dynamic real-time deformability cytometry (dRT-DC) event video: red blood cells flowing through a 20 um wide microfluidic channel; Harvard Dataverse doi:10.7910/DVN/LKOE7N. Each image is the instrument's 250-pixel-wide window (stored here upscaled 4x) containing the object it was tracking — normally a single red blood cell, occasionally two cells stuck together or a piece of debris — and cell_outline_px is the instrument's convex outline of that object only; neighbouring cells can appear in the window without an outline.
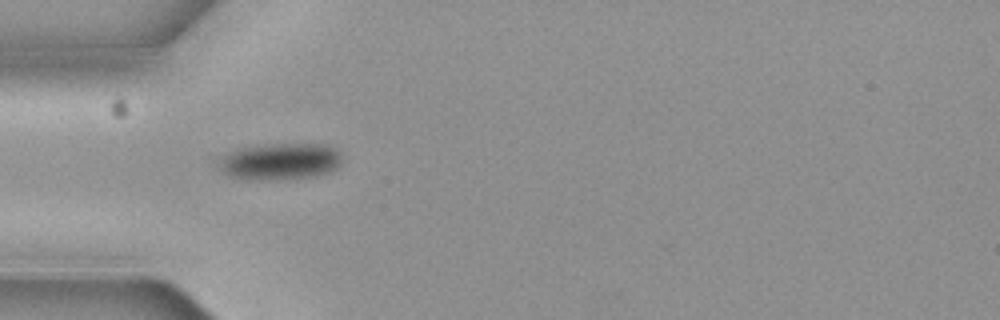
{"species": "common noctule bat (a hibernating species)", "species_latin": "Nyctalus noctula", "temperature_condition": "cold", "stored_images_in_passage": 4, "camera_frame_rate_fps": 3000, "um_per_image_px": 0.085, "animal": {"sex": "female", "body_mass_g": 19.3, "forearm_length_mm": 54.1}, "frame": {"image": 1, "passage_image": 3, "time_ms": 0.667, "image_size_px": [1000, 320], "cell_outline_px": [[340, 164], [332, 172], [312, 176], [280, 180], [244, 180], [228, 176], [220, 168], [220, 164], [224, 156], [240, 148], [272, 144], [324, 144], [340, 152]], "centroid_in_image_um": [23.84, 13.75], "position_along_channel_um": 61.2, "area_um2": 26.18}}
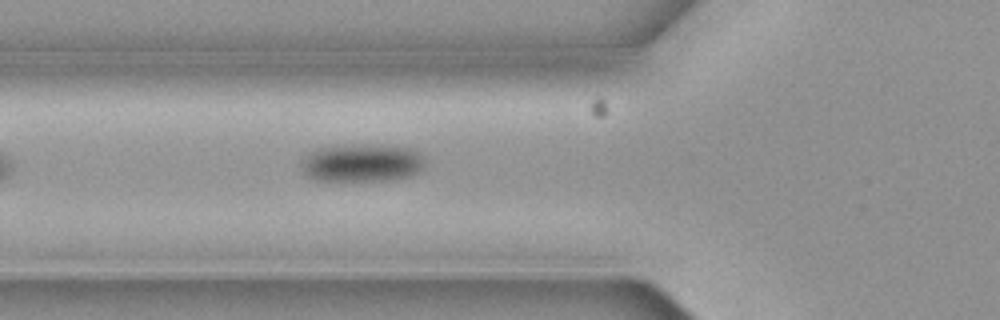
{"frame": {"image": 2, "passage_image": 4, "time_ms": 1.0, "image_size_px": [1000, 320], "cell_outline_px": [[424, 168], [420, 172], [412, 176], [396, 180], [316, 180], [308, 176], [304, 168], [304, 164], [308, 156], [312, 152], [320, 148], [412, 148], [424, 156]], "centroid_in_image_um": [30.91, 13.93], "position_along_channel_um": 94.9, "area_um2": 25.55}}